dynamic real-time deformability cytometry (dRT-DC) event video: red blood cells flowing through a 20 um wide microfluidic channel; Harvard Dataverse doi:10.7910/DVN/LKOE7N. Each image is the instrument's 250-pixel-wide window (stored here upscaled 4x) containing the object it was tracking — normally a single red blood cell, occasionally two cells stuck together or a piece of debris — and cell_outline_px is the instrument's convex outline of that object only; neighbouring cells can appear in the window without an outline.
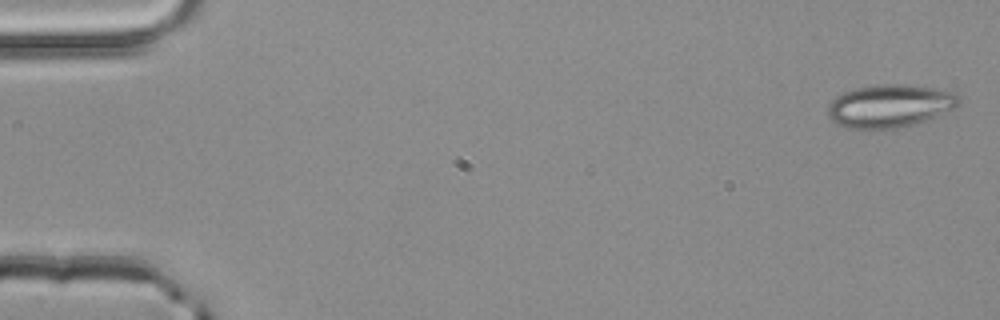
{"species": "common noctule bat (a hibernating species)", "species_latin": "Nyctalus noctula", "temperature_condition": "room temperature", "stored_images_in_passage": 4, "segment_of_instrument_passage": [2, 2], "camera_frame_rate_fps": 3000, "um_per_image_px": 0.085, "animal": {"sex": "male", "body_mass_g": 20.4}, "frame": {"image": 1, "passage_image": 4, "time_ms": 1.0, "image_size_px": [1000, 320], "cell_outline_px": [[960, 100], [956, 108], [936, 116], [912, 124], [896, 128], [864, 132], [848, 128], [832, 120], [828, 116], [828, 104], [836, 96], [852, 88], [884, 84], [904, 84], [936, 88], [956, 92], [960, 96]], "centroid_in_image_um": [75.62, 9.02], "position_along_channel_um": 9.4, "area_um2": 33.35}}